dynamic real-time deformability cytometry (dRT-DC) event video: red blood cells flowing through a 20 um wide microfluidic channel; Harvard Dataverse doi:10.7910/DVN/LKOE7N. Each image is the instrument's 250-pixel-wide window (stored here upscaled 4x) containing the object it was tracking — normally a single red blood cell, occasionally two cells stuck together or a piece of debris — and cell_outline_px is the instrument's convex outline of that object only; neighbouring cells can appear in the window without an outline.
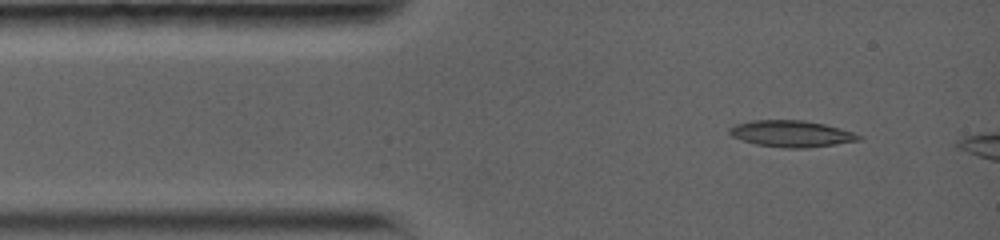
{"species": "common noctule bat (a hibernating species)", "species_latin": "Nyctalus noctula", "temperature_condition": "warm", "stored_images_in_passage": 65, "camera_frame_rate_fps": 5000, "um_per_image_px": 0.085, "animal": {"sex": "female", "body_mass_g": 19.0, "forearm_length_mm": 56.7}, "frame": {"image": 1, "passage_image": 1, "time_ms": 0.0, "image_size_px": [1000, 240], "cell_outline_px": [[864, 136], [860, 140], [836, 144], [808, 148], [784, 148], [756, 144], [740, 140], [732, 136], [728, 132], [728, 128], [736, 124], [752, 120], [804, 120], [824, 124], [840, 128]], "centroid_in_image_um": [67.26, 11.37], "position_along_channel_um": 17.7, "area_um2": 20.06}}
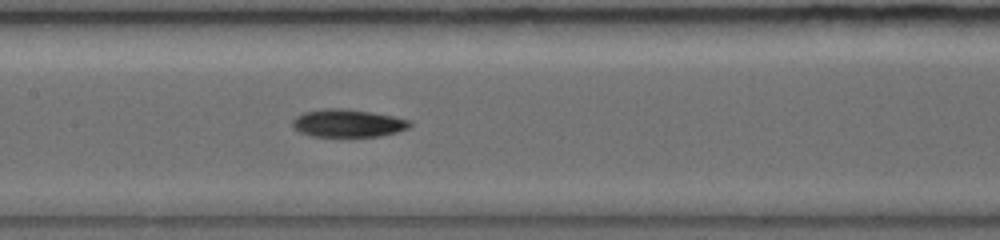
{"frame": {"image": 2, "passage_image": 27, "time_ms": 5.2, "image_size_px": [1000, 240], "cell_outline_px": [[412, 124], [408, 128], [396, 132], [380, 136], [312, 136], [300, 132], [292, 128], [292, 120], [296, 116], [304, 112], [324, 108], [344, 108], [372, 112], [412, 120]], "centroid_in_image_um": [29.56, 10.46], "position_along_channel_um": 177.8, "area_um2": 19.07}}
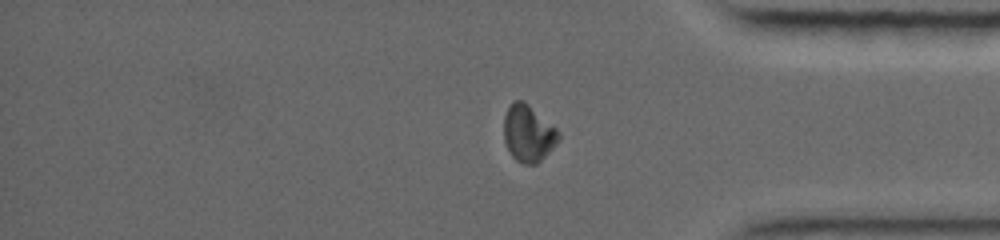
{"frame": {"image": 3, "passage_image": 56, "time_ms": 11.0, "image_size_px": [1000, 240], "cell_outline_px": [[560, 136], [556, 144], [536, 164], [524, 164], [516, 160], [512, 156], [504, 140], [504, 116], [512, 100], [524, 100], [556, 128], [560, 132]], "centroid_in_image_um": [44.89, 11.31], "position_along_channel_um": 390.3, "area_um2": 17.98}}